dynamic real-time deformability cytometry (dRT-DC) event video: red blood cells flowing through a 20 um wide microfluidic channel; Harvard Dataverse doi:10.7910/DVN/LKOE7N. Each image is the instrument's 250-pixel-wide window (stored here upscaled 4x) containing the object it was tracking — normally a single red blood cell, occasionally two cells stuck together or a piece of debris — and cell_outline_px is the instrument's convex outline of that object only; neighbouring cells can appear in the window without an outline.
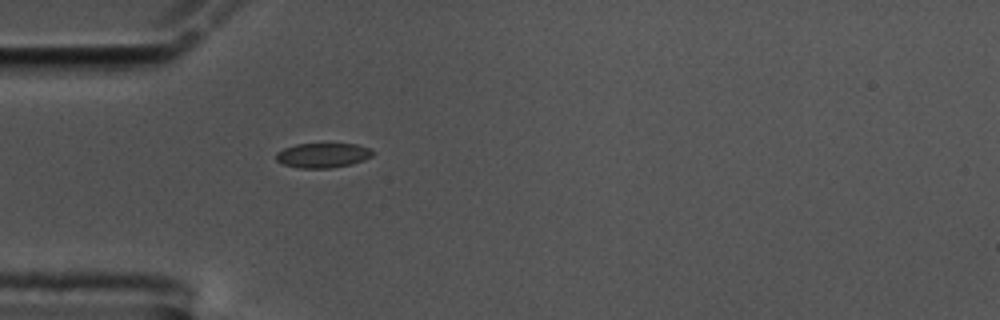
{"species": "common noctule bat (a hibernating species)", "species_latin": "Nyctalus noctula", "temperature_condition": "cold", "stored_images_in_passage": 42, "camera_frame_rate_fps": 3000, "um_per_image_px": 0.085, "animal": {"sex": "male", "body_mass_g": 17.5, "forearm_length_mm": 52.3}, "frame": {"image": 1, "passage_image": 1, "time_ms": 0.0, "image_size_px": [1000, 320], "cell_outline_px": [[376, 152], [372, 156], [352, 164], [332, 168], [300, 168], [284, 164], [276, 160], [276, 152], [284, 148], [296, 144], [356, 144], [372, 148]], "centroid_in_image_um": [27.47, 13.2], "position_along_channel_um": 57.5, "area_um2": 13.99}}
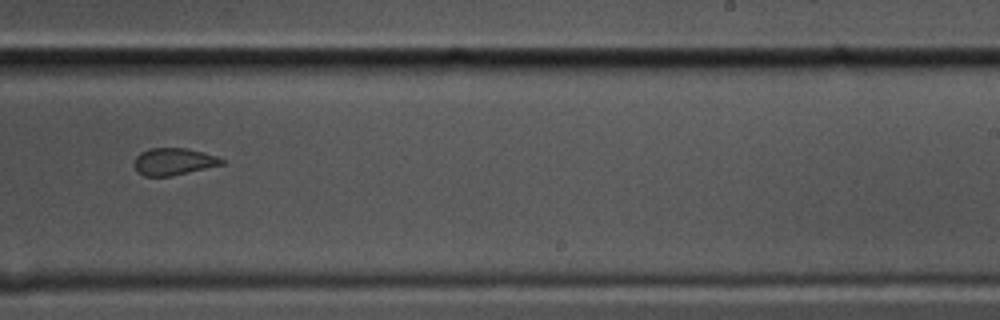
{"frame": {"image": 2, "passage_image": 20, "time_ms": 6.333, "image_size_px": [1000, 320], "cell_outline_px": [[224, 164], [172, 176], [144, 176], [136, 172], [132, 164], [132, 160], [140, 152], [148, 148], [184, 148], [216, 156], [224, 160]], "centroid_in_image_um": [14.67, 13.74], "position_along_channel_um": 274.3, "area_um2": 13.93}}
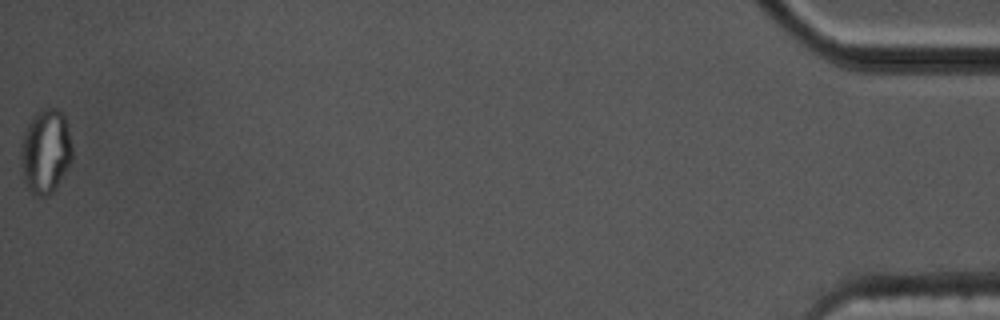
{"frame": {"image": 3, "passage_image": 42, "time_ms": 13.667, "image_size_px": [1000, 320], "cell_outline_px": [[72, 160], [56, 188], [48, 196], [36, 196], [28, 188], [24, 180], [20, 156], [20, 144], [24, 132], [32, 116], [36, 112], [44, 108], [56, 108], [64, 112], [72, 148]], "centroid_in_image_um": [3.87, 12.84], "position_along_channel_um": 431.3, "area_um2": 25.43}, "authors_computed_cell_mechanics": {"area_um2": 14.6812, "velocity_mm_per_s": 3.486, "shape_relaxation_time_tau1_ms": null, "shape_relaxation_time_tau2_ms": 1.4743, "deformation_change_tau1": null, "deformation_change_tau2": 0.0514}}